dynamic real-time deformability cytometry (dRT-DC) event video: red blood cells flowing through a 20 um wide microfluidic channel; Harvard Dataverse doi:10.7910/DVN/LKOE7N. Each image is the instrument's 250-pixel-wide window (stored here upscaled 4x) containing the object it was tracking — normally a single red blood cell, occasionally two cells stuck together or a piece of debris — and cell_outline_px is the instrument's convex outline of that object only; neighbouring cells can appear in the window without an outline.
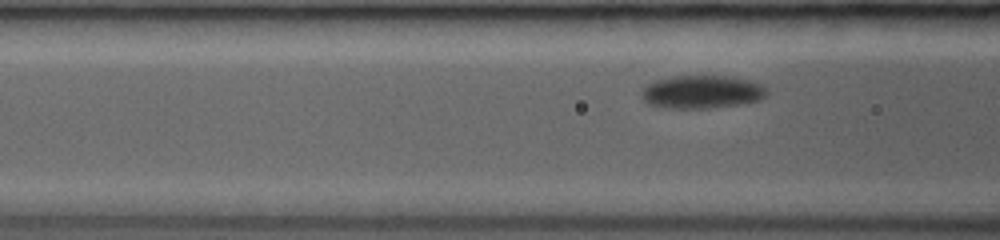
{"species": "common noctule bat (a hibernating species)", "species_latin": "Nyctalus noctula", "temperature_condition": "room temperature", "stored_images_in_passage": 4, "camera_frame_rate_fps": 3000, "um_per_image_px": 0.085, "animal": {"sex": "female", "body_mass_g": 19.0, "forearm_length_mm": 53.3}, "frame": {"image": 1, "passage_image": 4, "time_ms": 2.667, "image_size_px": [1000, 240], "cell_outline_px": [[768, 92], [760, 100], [748, 104], [708, 108], [664, 108], [648, 104], [644, 100], [640, 92], [644, 84], [652, 80], [672, 76], [732, 76], [748, 80], [760, 84]], "centroid_in_image_um": [59.61, 7.81], "position_along_channel_um": 107.0, "area_um2": 24.62}}